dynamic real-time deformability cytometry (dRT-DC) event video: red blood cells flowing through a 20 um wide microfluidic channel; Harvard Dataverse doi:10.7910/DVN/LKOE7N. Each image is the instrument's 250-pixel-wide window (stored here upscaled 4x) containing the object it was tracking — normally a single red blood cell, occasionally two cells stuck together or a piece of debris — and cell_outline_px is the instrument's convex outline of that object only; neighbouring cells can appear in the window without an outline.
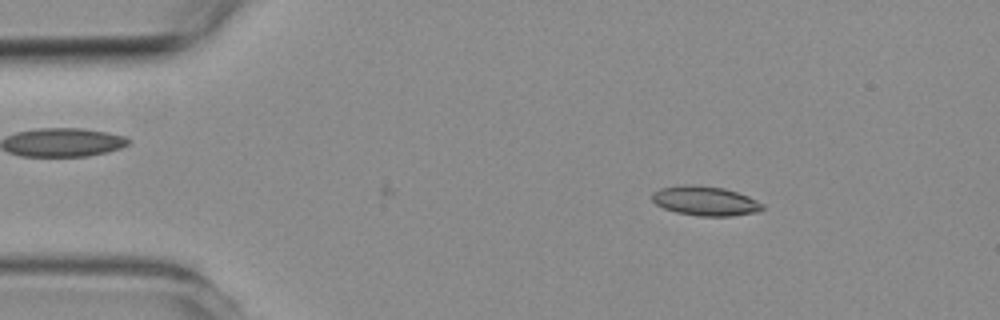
{"species": "common noctule bat (a hibernating species)", "species_latin": "Nyctalus noctula", "temperature_condition": "room temperature", "stored_images_in_passage": 3, "camera_frame_rate_fps": 3000, "um_per_image_px": 0.085, "animal": {"sex": "female", "body_mass_g": 19.3, "forearm_length_mm": 54.1}, "frame": {"image": 1, "passage_image": 3, "time_ms": 2.333, "image_size_px": [1000, 320], "cell_outline_px": [[764, 208], [760, 212], [732, 216], [700, 216], [676, 212], [664, 208], [656, 204], [652, 200], [652, 192], [660, 188], [684, 184], [692, 184], [724, 188], [748, 196], [764, 204]], "centroid_in_image_um": [59.96, 17.08], "position_along_channel_um": 25.0, "area_um2": 19.07}}